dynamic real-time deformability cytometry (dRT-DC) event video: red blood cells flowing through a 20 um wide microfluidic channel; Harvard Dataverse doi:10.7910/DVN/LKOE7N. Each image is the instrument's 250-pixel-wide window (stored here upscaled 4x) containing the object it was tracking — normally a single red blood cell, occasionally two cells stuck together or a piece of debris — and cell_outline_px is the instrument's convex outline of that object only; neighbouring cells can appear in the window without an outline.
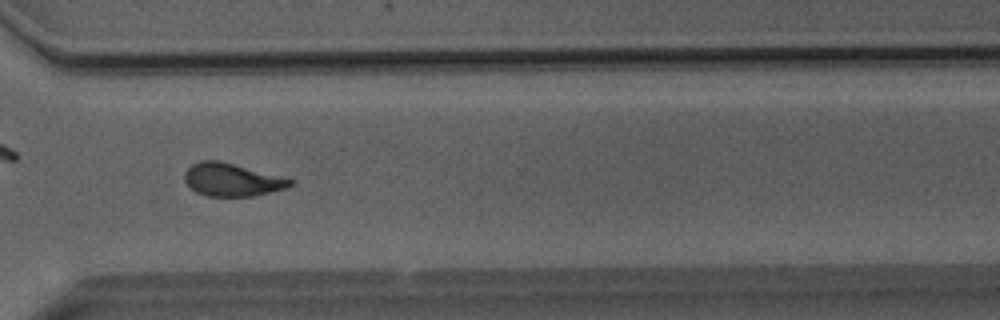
{"species": "Egyptian fruit bat (a non-hibernating species)", "species_latin": "Rousettus aegyptiacus", "temperature_condition": "room temperature", "stored_images_in_passage": 33, "camera_frame_rate_fps": 3000, "um_per_image_px": 0.085, "animal": {"sex": "male"}, "frame": {"image": 1, "passage_image": 24, "time_ms": 7.667, "image_size_px": [1000, 320], "cell_outline_px": [[296, 180], [288, 188], [252, 196], [204, 196], [196, 192], [184, 180], [184, 172], [192, 164], [200, 160], [220, 160]], "centroid_in_image_um": [19.72, 15.27], "position_along_channel_um": 350.9, "area_um2": 20.35}, "authors_computed_cell_mechanics": {"area_um2": 20.3456, "velocity_mm_per_s": 4.0733, "shape_relaxation_time_tau1_ms": 8.5234, "shape_relaxation_time_tau2_ms": 1.3495, "deformation_change_tau1": 0.2257, "deformation_change_tau2": 0.0797}}